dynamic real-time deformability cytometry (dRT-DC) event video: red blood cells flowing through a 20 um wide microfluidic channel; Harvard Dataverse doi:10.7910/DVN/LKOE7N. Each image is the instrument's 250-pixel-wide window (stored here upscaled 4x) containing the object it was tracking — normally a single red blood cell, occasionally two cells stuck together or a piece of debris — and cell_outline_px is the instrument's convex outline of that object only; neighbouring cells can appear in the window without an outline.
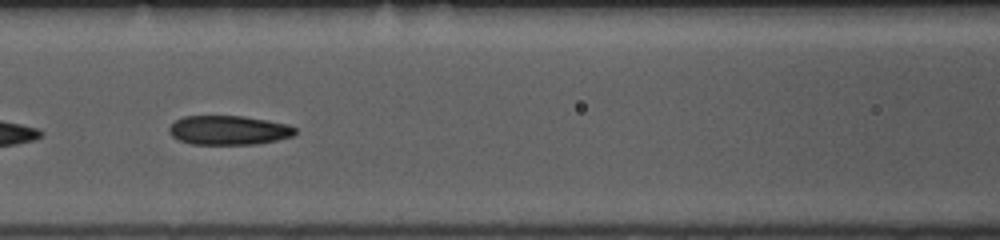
{"species": "common noctule bat (a hibernating species)", "species_latin": "Nyctalus noctula", "temperature_condition": "room temperature", "stored_images_in_passage": 38, "camera_frame_rate_fps": 3000, "um_per_image_px": 0.085, "animal": {"sex": "female", "body_mass_g": 10.0, "forearm_length_mm": 53.1}, "frame": {"image": 1, "passage_image": 21, "time_ms": 6.667, "image_size_px": [1000, 240], "cell_outline_px": [[296, 132], [292, 136], [276, 140], [256, 144], [192, 144], [180, 140], [172, 136], [168, 132], [168, 128], [176, 120], [184, 116], [244, 116], [268, 120], [288, 124], [296, 128]], "centroid_in_image_um": [19.44, 11.06], "position_along_channel_um": 147.2, "area_um2": 21.44}}
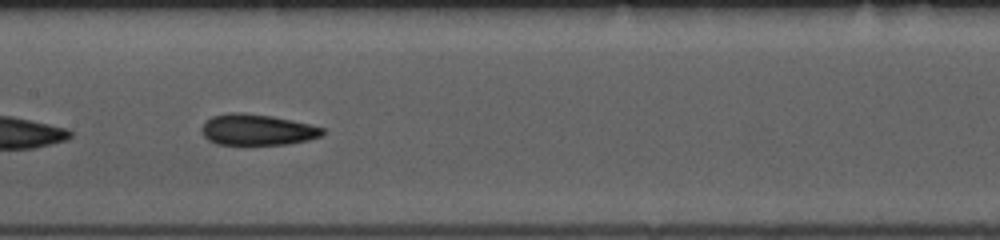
{"frame": {"image": 2, "passage_image": 24, "time_ms": 7.667, "image_size_px": [1000, 240], "cell_outline_px": [[324, 132], [320, 136], [308, 140], [288, 144], [216, 144], [208, 140], [200, 132], [200, 128], [204, 120], [212, 116], [232, 112], [244, 112], [272, 116], [292, 120], [324, 128]], "centroid_in_image_um": [21.8, 11.02], "position_along_channel_um": 185.6, "area_um2": 21.96}, "authors_computed_cell_mechanics": {"area_um2": 21.9351, "velocity_mm_per_s": 3.85, "shape_relaxation_time_tau1_ms": 6.1684, "shape_relaxation_time_tau2_ms": 2.3542, "deformation_change_tau1": 0.1937, "deformation_change_tau2": 0.0805}}